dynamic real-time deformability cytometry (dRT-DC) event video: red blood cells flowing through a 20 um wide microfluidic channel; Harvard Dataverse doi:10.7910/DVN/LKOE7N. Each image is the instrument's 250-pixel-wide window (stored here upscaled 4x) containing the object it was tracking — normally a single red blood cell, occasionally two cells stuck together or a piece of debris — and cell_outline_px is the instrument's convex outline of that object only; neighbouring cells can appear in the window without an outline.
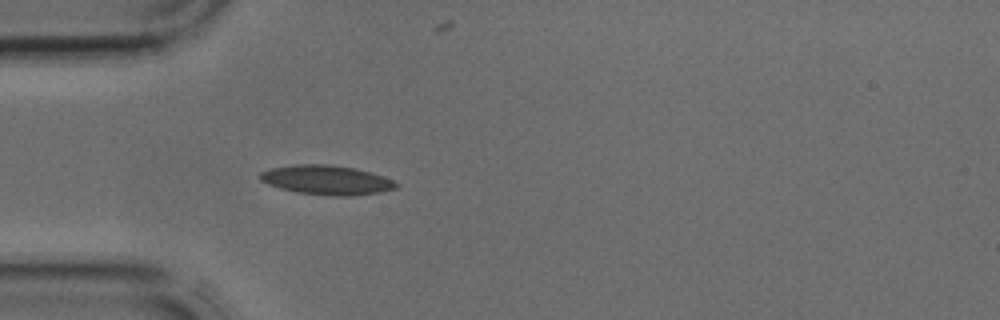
{"species": "common noctule bat (a hibernating species)", "species_latin": "Nyctalus noctula", "temperature_condition": "cold", "stored_images_in_passage": 9, "camera_frame_rate_fps": 3000, "um_per_image_px": 0.085, "animal": {"sex": "male", "body_mass_g": 17.9, "forearm_length_mm": 54.2}, "frame": {"image": 1, "passage_image": 1, "time_ms": 0.0, "image_size_px": [1000, 320], "cell_outline_px": [[400, 184], [396, 188], [380, 192], [348, 196], [332, 196], [296, 192], [280, 188], [268, 184], [260, 180], [256, 176], [260, 172], [268, 168], [292, 164], [328, 164], [356, 168], [392, 180]], "centroid_in_image_um": [27.68, 15.29], "position_along_channel_um": 57.3, "area_um2": 23.41}}